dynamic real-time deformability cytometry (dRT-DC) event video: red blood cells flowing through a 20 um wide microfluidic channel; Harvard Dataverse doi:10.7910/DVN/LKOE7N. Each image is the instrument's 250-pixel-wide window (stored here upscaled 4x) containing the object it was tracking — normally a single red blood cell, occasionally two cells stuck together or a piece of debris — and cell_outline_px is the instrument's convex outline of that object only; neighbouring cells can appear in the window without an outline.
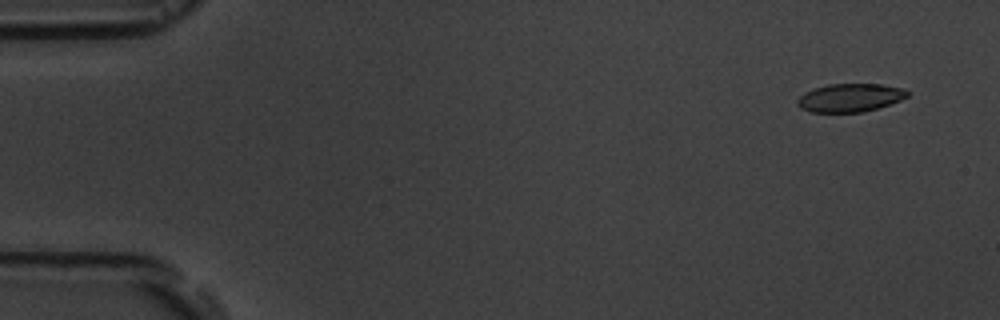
{"species": "common noctule bat (a hibernating species)", "species_latin": "Nyctalus noctula", "temperature_condition": "room temperature", "stored_images_in_passage": 5, "camera_frame_rate_fps": 3000, "um_per_image_px": 0.085, "animal": {"sex": "male", "body_mass_g": 19.5, "forearm_length_mm": 54.6}, "frame": {"image": 1, "passage_image": 1, "time_ms": 0.0, "image_size_px": [1000, 320], "cell_outline_px": [[908, 96], [900, 100], [864, 112], [812, 112], [800, 108], [796, 104], [796, 100], [804, 92], [828, 84], [880, 84], [904, 88], [908, 92]], "centroid_in_image_um": [72.23, 8.3], "position_along_channel_um": 12.8, "area_um2": 18.03}}
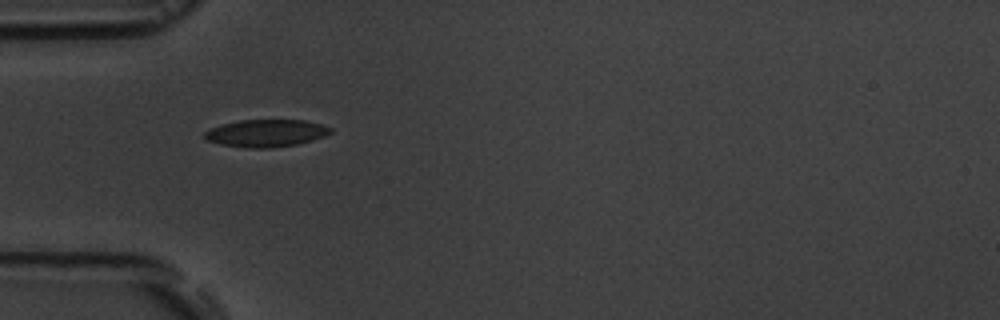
{"frame": {"image": 2, "passage_image": 5, "time_ms": 4.667, "image_size_px": [1000, 320], "cell_outline_px": [[332, 132], [324, 136], [312, 140], [296, 144], [276, 148], [244, 148], [220, 144], [208, 140], [204, 136], [204, 132], [212, 128], [224, 124], [240, 120], [304, 120], [320, 124], [332, 128]], "centroid_in_image_um": [22.63, 11.33], "position_along_channel_um": 62.4, "area_um2": 20.0}}